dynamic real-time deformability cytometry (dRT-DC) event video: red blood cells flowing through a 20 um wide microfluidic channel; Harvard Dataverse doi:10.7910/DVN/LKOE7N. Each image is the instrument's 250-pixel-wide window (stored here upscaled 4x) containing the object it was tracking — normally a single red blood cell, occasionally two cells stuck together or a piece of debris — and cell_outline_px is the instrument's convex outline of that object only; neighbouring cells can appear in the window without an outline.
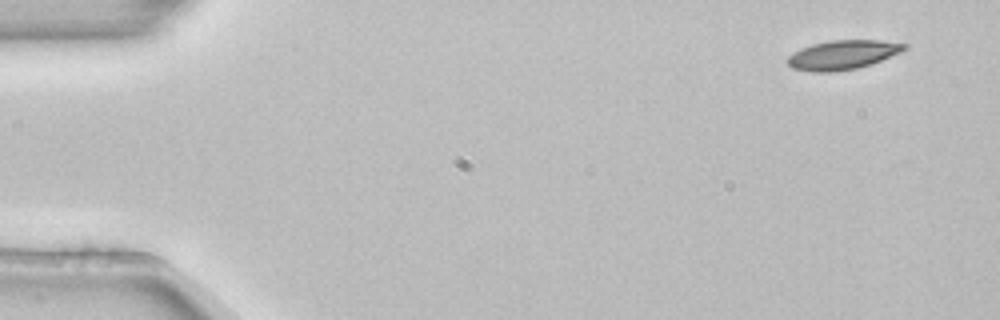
{"species": "common noctule bat (a hibernating species)", "species_latin": "Nyctalus noctula", "temperature_condition": "room temperature", "stored_images_in_passage": 5, "camera_frame_rate_fps": 3000, "um_per_image_px": 0.085, "animal": {"sex": "female", "body_mass_g": 22.7, "forearm_length_mm": 54.2}, "frame": {"image": 1, "passage_image": 1, "time_ms": 0.0, "image_size_px": [1000, 320], "cell_outline_px": [[908, 48], [900, 52], [872, 64], [856, 68], [832, 72], [812, 72], [792, 68], [784, 60], [792, 52], [800, 48], [812, 44], [832, 40], [880, 40], [908, 44]], "centroid_in_image_um": [71.59, 4.66], "position_along_channel_um": 13.4, "area_um2": 20.06}}
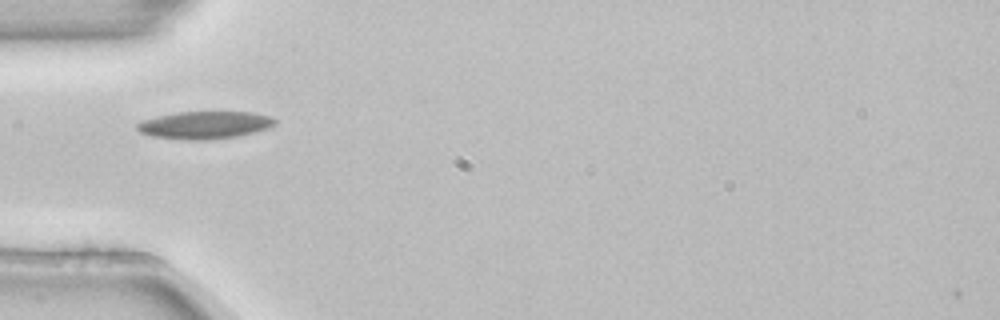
{"frame": {"image": 2, "passage_image": 4, "time_ms": 1.0, "image_size_px": [1000, 320], "cell_outline_px": [[276, 124], [268, 128], [256, 132], [240, 136], [208, 140], [184, 140], [148, 136], [140, 132], [136, 128], [136, 124], [144, 120], [156, 116], [176, 112], [252, 112], [272, 116], [276, 120]], "centroid_in_image_um": [17.41, 10.64], "position_along_channel_um": 67.6, "area_um2": 22.48}}